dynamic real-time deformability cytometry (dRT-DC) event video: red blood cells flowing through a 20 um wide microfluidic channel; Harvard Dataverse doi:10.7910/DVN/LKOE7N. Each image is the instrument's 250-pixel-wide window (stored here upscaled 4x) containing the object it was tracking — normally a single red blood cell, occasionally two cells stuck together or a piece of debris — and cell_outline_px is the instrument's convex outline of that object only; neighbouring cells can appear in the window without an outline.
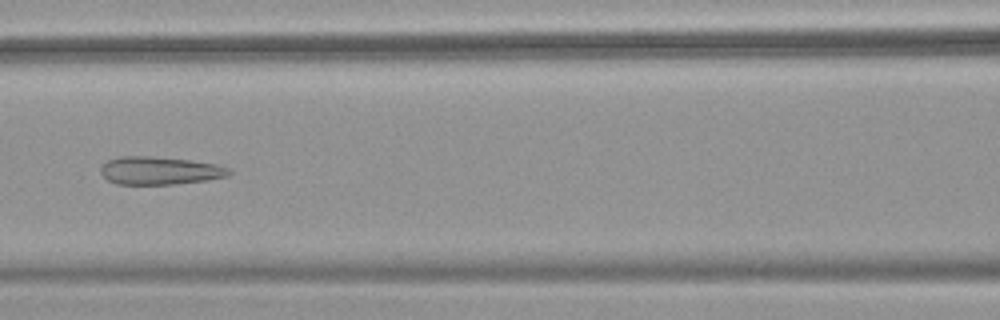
{"species": "common noctule bat (a hibernating species)", "species_latin": "Nyctalus noctula", "temperature_condition": "warm", "stored_images_in_passage": 53, "camera_frame_rate_fps": 3000, "um_per_image_px": 0.085, "animal": {"sex": "female", "body_mass_g": 18.4}, "frame": {"image": 1, "passage_image": 24, "time_ms": 7.667, "image_size_px": [1000, 320], "cell_outline_px": [[232, 172], [228, 176], [204, 180], [176, 184], [116, 184], [108, 180], [100, 172], [100, 168], [108, 160], [120, 156], [148, 156], [192, 160], [216, 164], [228, 168]], "centroid_in_image_um": [13.57, 14.5], "position_along_channel_um": 153.0, "area_um2": 20.81}}
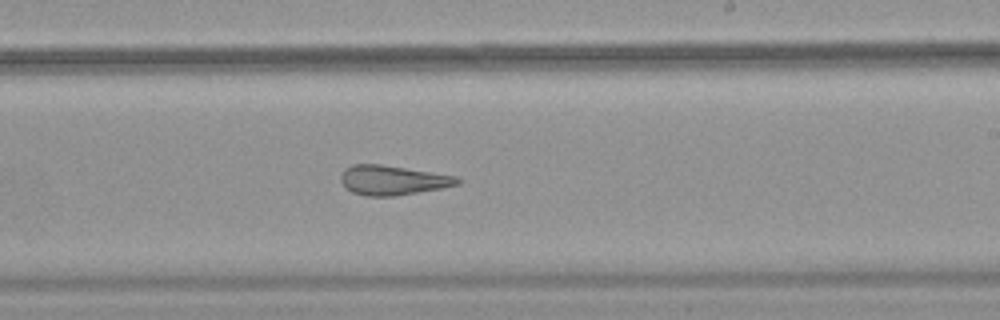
{"frame": {"image": 2, "passage_image": 32, "time_ms": 10.333, "image_size_px": [1000, 320], "cell_outline_px": [[464, 180], [460, 184], [440, 188], [396, 196], [364, 196], [352, 192], [340, 180], [340, 176], [344, 168], [352, 164], [380, 164], [456, 176]], "centroid_in_image_um": [33.37, 15.31], "position_along_channel_um": 255.6, "area_um2": 20.06}}
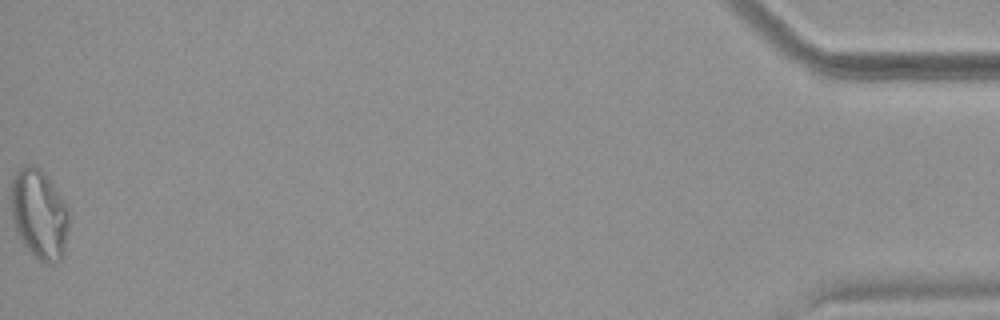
{"frame": {"image": 3, "passage_image": 53, "time_ms": 17.333, "image_size_px": [1000, 320], "cell_outline_px": [[68, 224], [64, 256], [60, 260], [48, 264], [44, 264], [24, 244], [16, 232], [12, 220], [12, 180], [16, 172], [20, 168], [32, 164], [40, 168], [44, 172], [68, 204]], "centroid_in_image_um": [3.36, 18.2], "position_along_channel_um": 431.8, "area_um2": 30.23}, "authors_computed_cell_mechanics": {"area_um2": 25.4898, "velocity_mm_per_s": 3.8687, "shape_relaxation_time_tau1_ms": null, "shape_relaxation_time_tau2_ms": 1.8702, "deformation_change_tau1": null, "deformation_change_tau2": 0.1245}}